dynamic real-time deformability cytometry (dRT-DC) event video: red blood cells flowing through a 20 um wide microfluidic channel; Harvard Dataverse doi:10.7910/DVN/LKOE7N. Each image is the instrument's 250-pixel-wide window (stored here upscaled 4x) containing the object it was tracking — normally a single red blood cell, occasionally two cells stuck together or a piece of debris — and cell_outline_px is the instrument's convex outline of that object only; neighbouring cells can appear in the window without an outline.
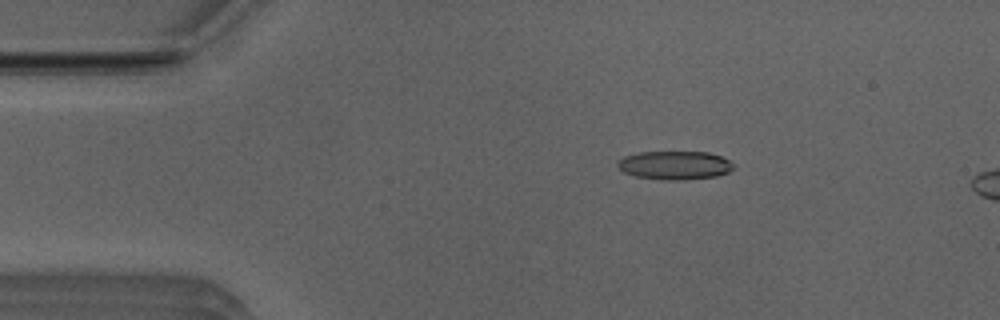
{"species": "Egyptian fruit bat (a non-hibernating species)", "species_latin": "Rousettus aegyptiacus", "temperature_condition": "room temperature", "stored_images_in_passage": 7, "camera_frame_rate_fps": 3000, "um_per_image_px": 0.085, "animal": {"sex": "male"}, "frame": {"image": 1, "passage_image": 2, "time_ms": 0.333, "image_size_px": [1000, 320], "cell_outline_px": [[736, 164], [728, 172], [716, 176], [684, 180], [664, 180], [636, 176], [624, 172], [616, 164], [624, 156], [640, 152], [708, 152], [720, 156]], "centroid_in_image_um": [57.37, 14.05], "position_along_channel_um": 27.6, "area_um2": 19.19}}